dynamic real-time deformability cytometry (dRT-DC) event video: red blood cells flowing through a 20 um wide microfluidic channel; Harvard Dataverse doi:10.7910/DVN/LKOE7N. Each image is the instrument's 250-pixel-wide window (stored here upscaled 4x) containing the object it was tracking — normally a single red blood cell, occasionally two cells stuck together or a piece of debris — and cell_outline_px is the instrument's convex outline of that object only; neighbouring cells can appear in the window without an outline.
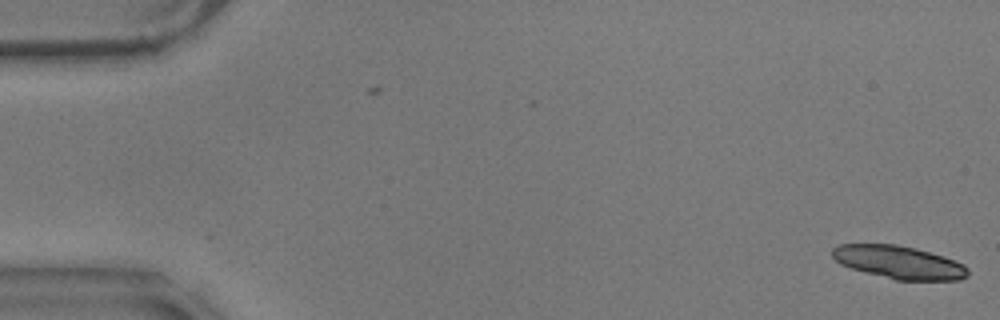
{"species": "common noctule bat (a hibernating species)", "species_latin": "Nyctalus noctula", "temperature_condition": "warm", "stored_images_in_passage": 6, "camera_frame_rate_fps": 3000, "um_per_image_px": 0.085, "animal": {"sex": "male", "body_mass_g": 17.9}, "frame": {"image": 1, "passage_image": 6, "time_ms": 1.667, "image_size_px": [1000, 320], "cell_outline_px": [[968, 276], [960, 280], [896, 280], [852, 268], [840, 264], [832, 256], [832, 248], [840, 244], [896, 244], [916, 248], [944, 256], [964, 264], [968, 268]], "centroid_in_image_um": [76.43, 22.29], "position_along_channel_um": 8.6, "area_um2": 26.01}}